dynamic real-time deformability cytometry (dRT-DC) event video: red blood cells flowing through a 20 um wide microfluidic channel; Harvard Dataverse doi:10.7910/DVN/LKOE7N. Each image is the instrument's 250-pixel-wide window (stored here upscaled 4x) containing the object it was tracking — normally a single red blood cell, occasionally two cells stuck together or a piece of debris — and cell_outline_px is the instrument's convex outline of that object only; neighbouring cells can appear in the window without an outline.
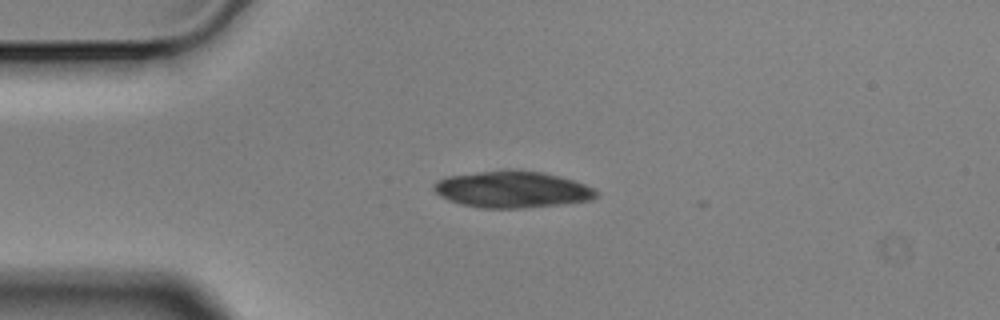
{"species": "Egyptian fruit bat (a non-hibernating species)", "species_latin": "Rousettus aegyptiacus", "temperature_condition": "cold", "stored_images_in_passage": 2, "camera_frame_rate_fps": 3000, "um_per_image_px": 0.085, "animal": {"sex": "male"}, "frame": {"image": 1, "passage_image": 1, "time_ms": 0.0, "image_size_px": [1000, 320], "cell_outline_px": [[600, 196], [592, 200], [560, 204], [520, 208], [484, 208], [464, 204], [448, 200], [440, 196], [432, 188], [432, 184], [436, 180], [444, 176], [480, 172], [540, 172], [560, 176], [584, 184], [600, 192]], "centroid_in_image_um": [43.53, 16.13], "position_along_channel_um": 41.5, "area_um2": 33.99}}